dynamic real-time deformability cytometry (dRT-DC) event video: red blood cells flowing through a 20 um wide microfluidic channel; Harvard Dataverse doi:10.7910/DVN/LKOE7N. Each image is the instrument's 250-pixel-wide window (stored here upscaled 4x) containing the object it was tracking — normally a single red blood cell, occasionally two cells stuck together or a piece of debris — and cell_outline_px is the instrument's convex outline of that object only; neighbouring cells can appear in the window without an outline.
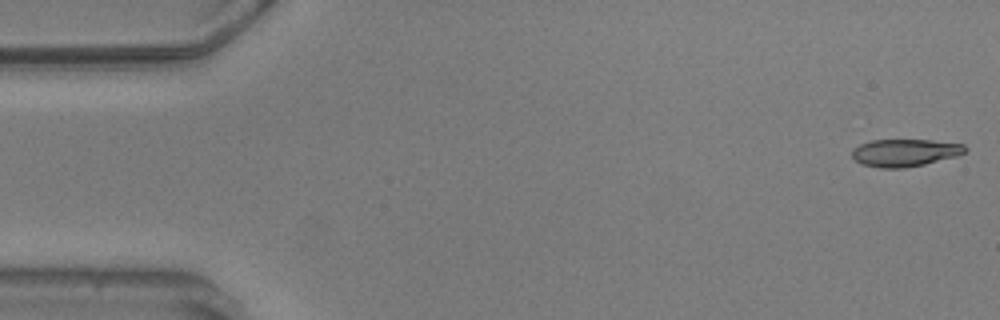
{"species": "common noctule bat (a hibernating species)", "species_latin": "Nyctalus noctula", "temperature_condition": "warm", "stored_images_in_passage": 55, "camera_frame_rate_fps": 3000, "um_per_image_px": 0.085, "animal": {"sex": "male", "body_mass_g": 20.5, "forearm_length_mm": 52.5}, "frame": {"image": 1, "passage_image": 1, "time_ms": 0.0, "image_size_px": [1000, 320], "cell_outline_px": [[968, 148], [964, 152], [956, 156], [924, 164], [904, 168], [880, 168], [864, 164], [856, 160], [852, 156], [852, 148], [860, 144], [872, 140], [932, 140], [964, 144]], "centroid_in_image_um": [76.91, 12.97], "position_along_channel_um": 8.1, "area_um2": 17.98}}
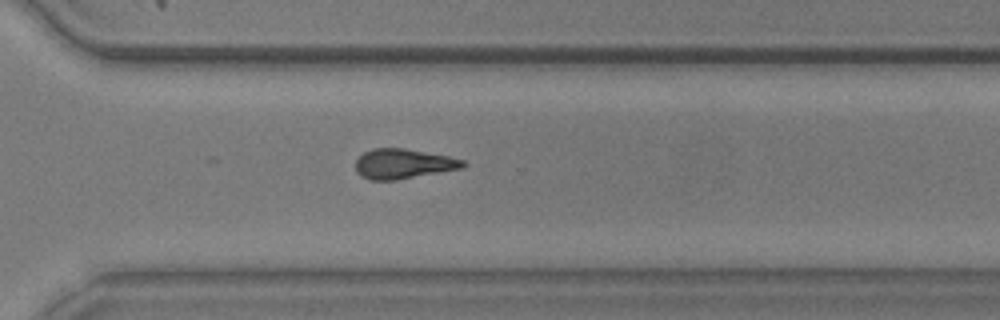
{"frame": {"image": 2, "passage_image": 39, "time_ms": 12.667, "image_size_px": [1000, 320], "cell_outline_px": [[468, 164], [464, 168], [396, 180], [368, 180], [360, 176], [356, 172], [356, 160], [364, 152], [372, 148], [404, 148], [448, 156], [464, 160]], "centroid_in_image_um": [34.28, 13.93], "position_along_channel_um": 336.3, "area_um2": 18.84}}
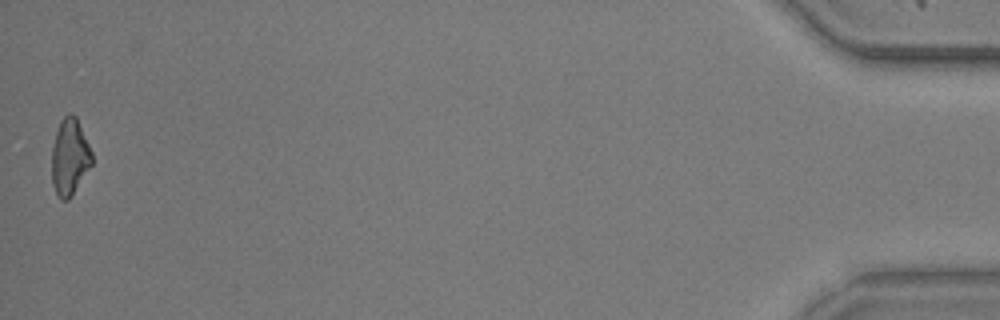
{"frame": {"image": 3, "passage_image": 55, "time_ms": 18.0, "image_size_px": [1000, 320], "cell_outline_px": [[92, 164], [72, 196], [68, 200], [60, 200], [52, 184], [52, 148], [56, 132], [60, 120], [68, 112], [72, 112], [76, 116], [92, 152]], "centroid_in_image_um": [5.92, 13.34], "position_along_channel_um": 429.3, "area_um2": 17.98}, "authors_computed_cell_mechanics": {"area_um2": 18.9006, "velocity_mm_per_s": 3.6053, "shape_relaxation_time_tau1_ms": 10.3335, "shape_relaxation_time_tau2_ms": 8.9688, "deformation_change_tau1": 0.257, "deformation_change_tau2": 0.2469}}